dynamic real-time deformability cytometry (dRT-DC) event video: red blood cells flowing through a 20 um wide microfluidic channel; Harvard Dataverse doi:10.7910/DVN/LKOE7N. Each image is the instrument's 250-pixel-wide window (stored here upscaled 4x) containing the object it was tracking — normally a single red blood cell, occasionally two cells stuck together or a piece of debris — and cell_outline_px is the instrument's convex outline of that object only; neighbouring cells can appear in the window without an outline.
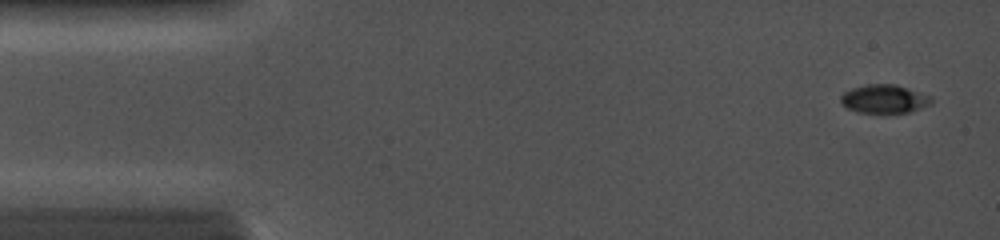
{"species": "common noctule bat (a hibernating species)", "species_latin": "Nyctalus noctula", "temperature_condition": "cold", "stored_images_in_passage": 66, "camera_frame_rate_fps": 5000, "um_per_image_px": 0.085, "animal": {"sex": "female", "body_mass_g": 19.0, "forearm_length_mm": 56.7}, "frame": {"image": 1, "passage_image": 2, "time_ms": 0.4, "image_size_px": [1000, 240], "cell_outline_px": [[932, 104], [908, 112], [856, 112], [848, 108], [840, 100], [840, 96], [844, 92], [852, 88], [868, 84], [896, 84], [932, 96]], "centroid_in_image_um": [75.18, 8.39], "position_along_channel_um": 9.8, "area_um2": 14.91}}
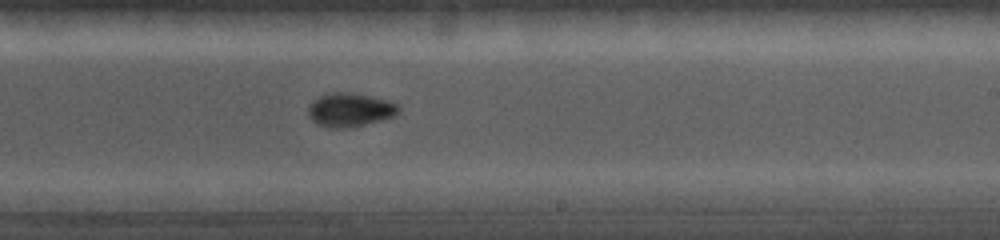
{"frame": {"image": 2, "passage_image": 44, "time_ms": 8.6, "image_size_px": [1000, 240], "cell_outline_px": [[400, 108], [392, 116], [380, 120], [352, 128], [328, 128], [312, 120], [308, 116], [308, 108], [320, 96], [336, 92], [352, 92], [388, 100], [400, 104]], "centroid_in_image_um": [29.77, 9.34], "position_along_channel_um": 259.2, "area_um2": 17.57}}
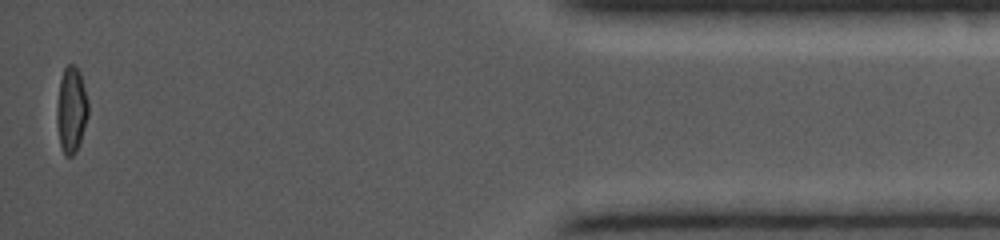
{"frame": {"image": 3, "passage_image": 66, "time_ms": 13.8, "image_size_px": [1000, 240], "cell_outline_px": [[88, 116], [80, 144], [76, 152], [72, 156], [64, 156], [60, 144], [56, 124], [56, 108], [60, 80], [64, 68], [68, 64], [72, 64], [80, 72], [88, 100]], "centroid_in_image_um": [6.06, 9.37], "position_along_channel_um": 429.1, "area_um2": 15.95}}